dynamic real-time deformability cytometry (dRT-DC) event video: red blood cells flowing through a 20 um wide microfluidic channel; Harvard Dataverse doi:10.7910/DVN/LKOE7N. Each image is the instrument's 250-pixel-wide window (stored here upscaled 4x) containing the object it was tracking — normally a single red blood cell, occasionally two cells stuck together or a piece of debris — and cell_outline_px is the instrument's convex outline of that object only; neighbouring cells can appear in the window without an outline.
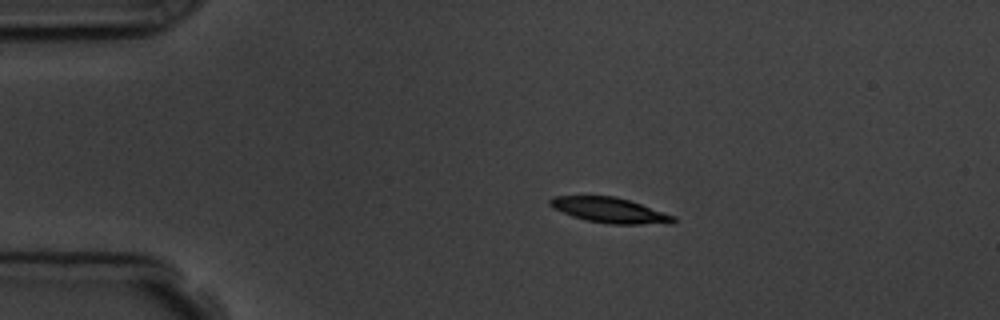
{"species": "common noctule bat (a hibernating species)", "species_latin": "Nyctalus noctula", "temperature_condition": "room temperature", "stored_images_in_passage": 14, "camera_frame_rate_fps": 3000, "um_per_image_px": 0.085, "animal": {"sex": "male", "body_mass_g": 19.5, "forearm_length_mm": 54.6}, "frame": {"image": 1, "passage_image": 3, "time_ms": 2.0, "image_size_px": [1000, 320], "cell_outline_px": [[676, 220], [672, 224], [612, 224], [588, 220], [572, 216], [552, 208], [548, 204], [548, 200], [552, 196], [616, 196], [676, 216]], "centroid_in_image_um": [51.83, 17.87], "position_along_channel_um": 33.2, "area_um2": 18.15}}
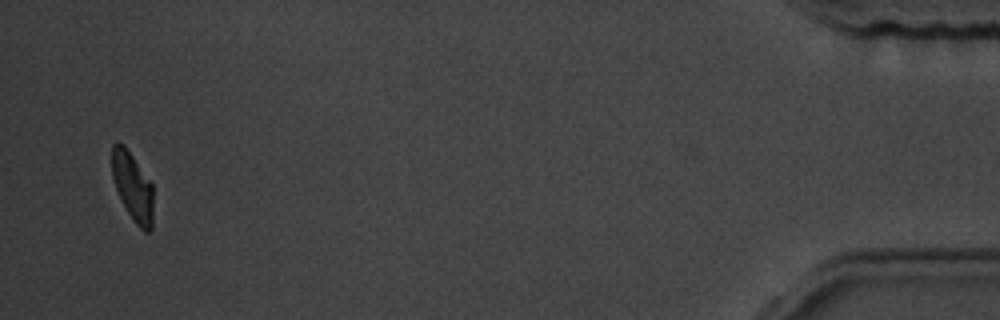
{"frame": {"image": 2, "passage_image": 14, "time_ms": 16.333, "image_size_px": [1000, 320], "cell_outline_px": [[152, 228], [148, 232], [144, 232], [136, 224], [128, 212], [116, 188], [112, 176], [112, 144], [116, 140], [124, 144], [152, 184]], "centroid_in_image_um": [11.26, 15.83], "position_along_channel_um": 423.9, "area_um2": 16.24}, "authors_computed_cell_mechanics": {"area_um2": 18.8139, "velocity_mm_per_s": 3.6438, "shape_relaxation_time_tau1_ms": 2.7661, "shape_relaxation_time_tau2_ms": 3.365, "deformation_change_tau1": 0.1151, "deformation_change_tau2": 0.0727}}